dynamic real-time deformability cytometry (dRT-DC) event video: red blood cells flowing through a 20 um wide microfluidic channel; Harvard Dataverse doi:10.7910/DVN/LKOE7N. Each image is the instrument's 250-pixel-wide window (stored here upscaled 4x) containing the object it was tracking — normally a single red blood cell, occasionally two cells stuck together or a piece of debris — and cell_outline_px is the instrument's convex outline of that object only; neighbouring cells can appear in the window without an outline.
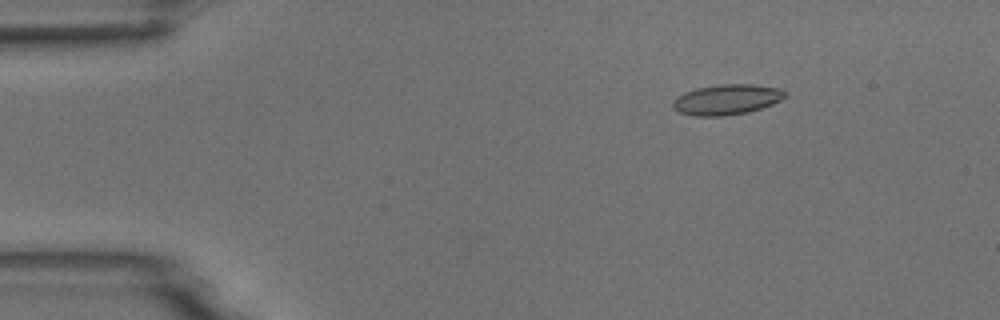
{"species": "common noctule bat (a hibernating species)", "species_latin": "Nyctalus noctula", "temperature_condition": "room temperature", "stored_images_in_passage": 5, "camera_frame_rate_fps": 3000, "um_per_image_px": 0.085, "animal": {"sex": "male", "body_mass_g": 18.8}, "frame": {"image": 1, "passage_image": 3, "time_ms": 2.333, "image_size_px": [1000, 320], "cell_outline_px": [[788, 92], [780, 100], [772, 104], [748, 112], [724, 116], [692, 116], [680, 112], [672, 108], [672, 100], [676, 96], [684, 92], [696, 88], [720, 84], [752, 84], [776, 88]], "centroid_in_image_um": [61.71, 8.46], "position_along_channel_um": 23.3, "area_um2": 19.88}}